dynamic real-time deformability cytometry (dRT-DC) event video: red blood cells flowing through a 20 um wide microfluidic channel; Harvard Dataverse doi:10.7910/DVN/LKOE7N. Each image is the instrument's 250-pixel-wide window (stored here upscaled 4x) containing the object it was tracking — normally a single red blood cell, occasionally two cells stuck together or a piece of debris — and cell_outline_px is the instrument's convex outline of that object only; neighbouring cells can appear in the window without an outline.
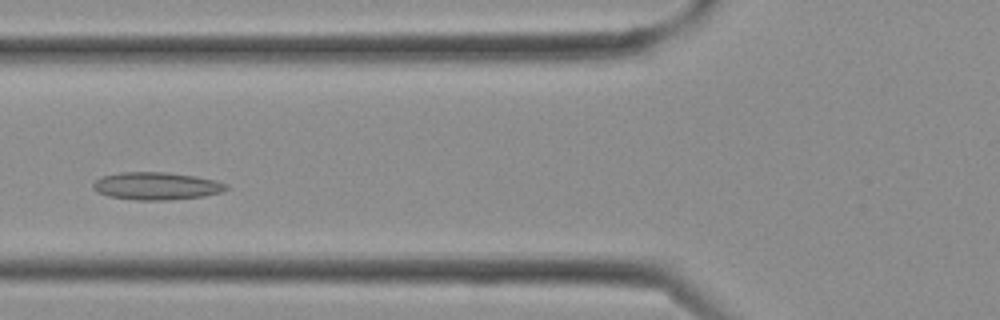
{"species": "Egyptian fruit bat (a non-hibernating species)", "species_latin": "Rousettus aegyptiacus", "temperature_condition": "cold", "stored_images_in_passage": 28, "camera_frame_rate_fps": 3000, "um_per_image_px": 0.085, "frame": {"image": 1, "passage_image": 9, "time_ms": 2.667, "image_size_px": [1000, 320], "cell_outline_px": [[228, 188], [224, 192], [204, 196], [168, 200], [136, 200], [108, 196], [92, 188], [92, 184], [100, 176], [120, 172], [164, 172], [196, 176], [216, 180], [228, 184]], "centroid_in_image_um": [13.32, 15.8], "position_along_channel_um": 112.5, "area_um2": 21.56}}
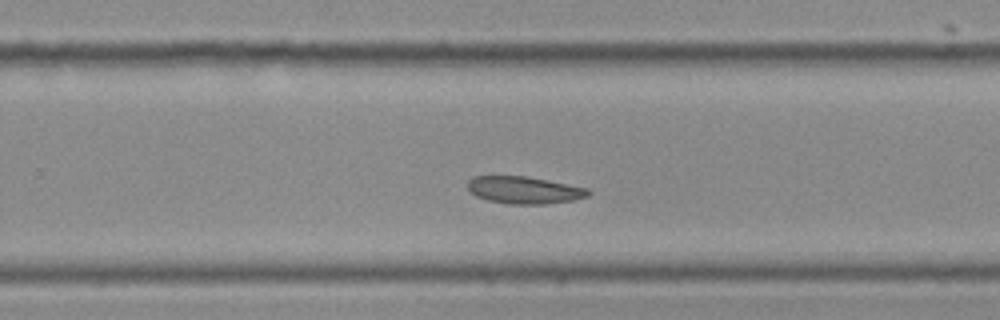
{"frame": {"image": 2, "passage_image": 17, "time_ms": 5.333, "image_size_px": [1000, 320], "cell_outline_px": [[592, 192], [588, 196], [572, 200], [548, 204], [508, 204], [488, 200], [476, 196], [468, 188], [468, 180], [472, 176], [524, 176], [588, 188]], "centroid_in_image_um": [44.55, 16.16], "position_along_channel_um": 285.2, "area_um2": 19.02}}
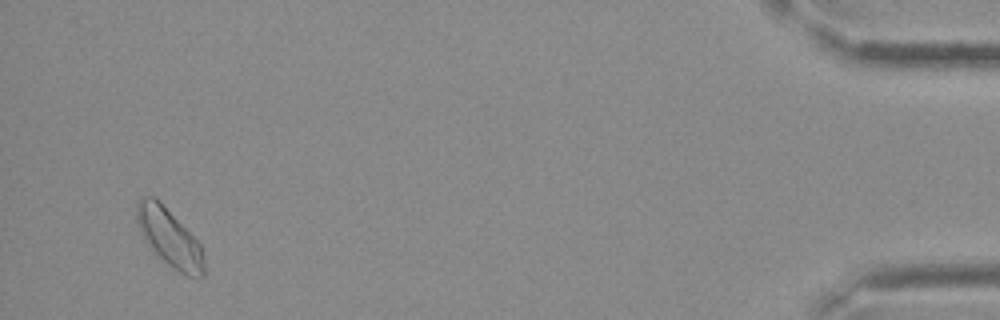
{"frame": {"image": 3, "passage_image": 27, "time_ms": 8.667, "image_size_px": [1000, 320], "cell_outline_px": [[204, 276], [188, 276], [172, 268], [152, 248], [140, 232], [136, 220], [136, 200], [144, 196], [152, 196], [200, 244], [204, 256]], "centroid_in_image_um": [14.38, 20.22], "position_along_channel_um": 420.8, "area_um2": 21.68}}